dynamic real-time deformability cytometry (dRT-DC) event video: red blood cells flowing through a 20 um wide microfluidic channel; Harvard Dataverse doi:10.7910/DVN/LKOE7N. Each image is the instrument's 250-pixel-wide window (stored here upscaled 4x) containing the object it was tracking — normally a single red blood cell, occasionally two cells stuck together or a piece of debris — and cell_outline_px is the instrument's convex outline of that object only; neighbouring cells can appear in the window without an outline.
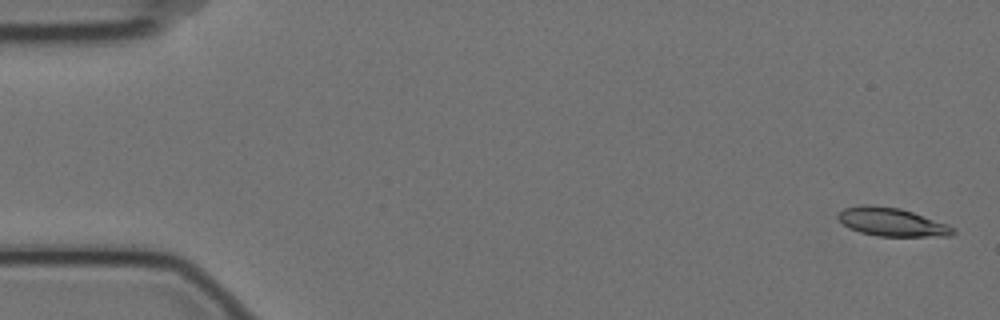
{"species": "Egyptian fruit bat (a non-hibernating species)", "species_latin": "Rousettus aegyptiacus", "temperature_condition": "cold", "stored_images_in_passage": 6, "camera_frame_rate_fps": 3000, "um_per_image_px": 0.085, "animal": {"sex": "female"}, "frame": {"image": 1, "passage_image": 1, "time_ms": 0.0, "image_size_px": [1000, 320], "cell_outline_px": [[956, 232], [952, 236], [880, 236], [860, 232], [848, 228], [836, 216], [844, 208], [864, 204], [868, 204], [900, 208], [948, 224]], "centroid_in_image_um": [75.8, 18.87], "position_along_channel_um": 9.2, "area_um2": 18.9}}
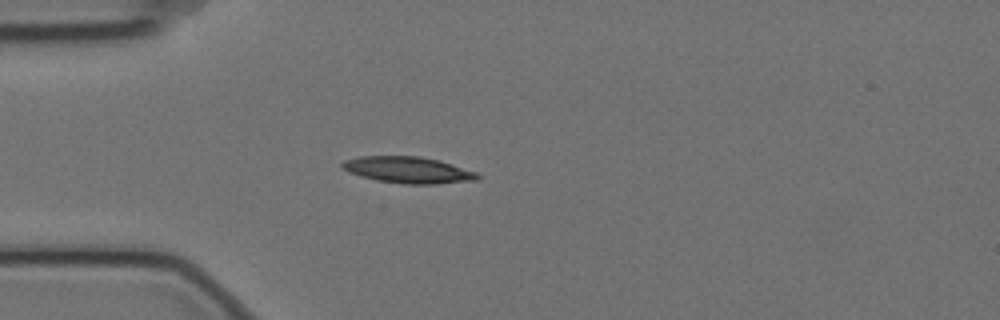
{"frame": {"image": 2, "passage_image": 5, "time_ms": 1.333, "image_size_px": [1000, 320], "cell_outline_px": [[480, 176], [476, 180], [436, 184], [404, 184], [376, 180], [360, 176], [348, 172], [340, 168], [340, 164], [344, 160], [360, 156], [420, 156], [452, 164], [476, 172]], "centroid_in_image_um": [34.63, 14.45], "position_along_channel_um": 50.4, "area_um2": 20.87}}